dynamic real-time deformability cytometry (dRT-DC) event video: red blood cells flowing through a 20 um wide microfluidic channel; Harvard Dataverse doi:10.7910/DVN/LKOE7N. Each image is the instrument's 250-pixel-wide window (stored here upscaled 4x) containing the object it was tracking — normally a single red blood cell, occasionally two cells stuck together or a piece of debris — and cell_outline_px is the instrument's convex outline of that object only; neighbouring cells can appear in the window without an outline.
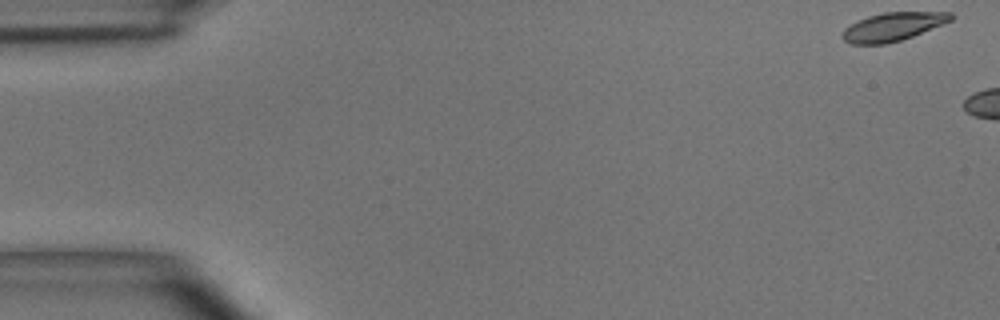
{"species": "common noctule bat (a hibernating species)", "species_latin": "Nyctalus noctula", "temperature_condition": "room temperature", "stored_images_in_passage": 2, "camera_frame_rate_fps": 3000, "um_per_image_px": 0.085, "animal": {"sex": "male", "body_mass_g": 15.6}, "frame": {"image": 1, "passage_image": 1, "time_ms": 0.0, "image_size_px": [1000, 320], "cell_outline_px": [[956, 16], [952, 20], [912, 36], [900, 40], [884, 44], [852, 44], [844, 40], [840, 36], [844, 28], [868, 16], [884, 12], [952, 12]], "centroid_in_image_um": [75.9, 2.26], "position_along_channel_um": 9.1, "area_um2": 17.8}}